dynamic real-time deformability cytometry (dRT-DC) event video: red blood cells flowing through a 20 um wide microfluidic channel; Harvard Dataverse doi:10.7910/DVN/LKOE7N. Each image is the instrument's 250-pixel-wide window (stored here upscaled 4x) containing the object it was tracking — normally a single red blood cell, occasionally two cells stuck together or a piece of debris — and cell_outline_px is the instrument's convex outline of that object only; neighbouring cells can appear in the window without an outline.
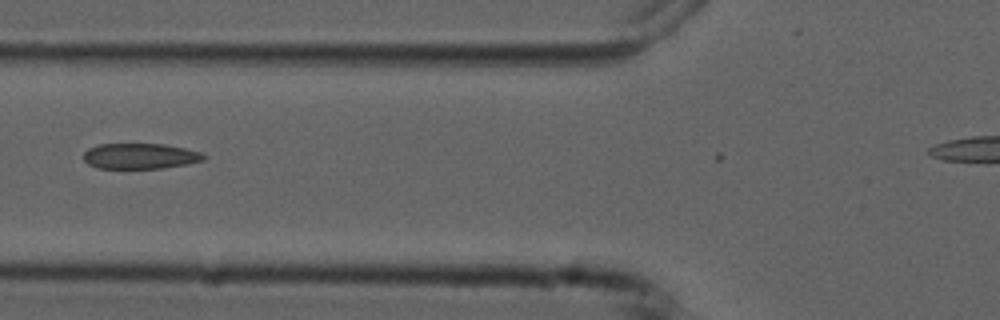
{"species": "common noctule bat (a hibernating species)", "species_latin": "Nyctalus noctula", "temperature_condition": "cold", "stored_images_in_passage": 4, "segment_of_instrument_passage": [1, 2], "camera_frame_rate_fps": 3000, "um_per_image_px": 0.085, "animal": {"sex": "male", "forearm_length_mm": 52.5}, "frame": {"image": 1, "passage_image": 3, "time_ms": 2.333, "image_size_px": [1000, 320], "cell_outline_px": [[208, 156], [204, 160], [188, 164], [160, 168], [96, 168], [88, 164], [84, 160], [84, 152], [88, 148], [100, 144], [164, 144], [184, 148], [200, 152]], "centroid_in_image_um": [11.91, 13.27], "position_along_channel_um": 113.9, "area_um2": 17.92}}